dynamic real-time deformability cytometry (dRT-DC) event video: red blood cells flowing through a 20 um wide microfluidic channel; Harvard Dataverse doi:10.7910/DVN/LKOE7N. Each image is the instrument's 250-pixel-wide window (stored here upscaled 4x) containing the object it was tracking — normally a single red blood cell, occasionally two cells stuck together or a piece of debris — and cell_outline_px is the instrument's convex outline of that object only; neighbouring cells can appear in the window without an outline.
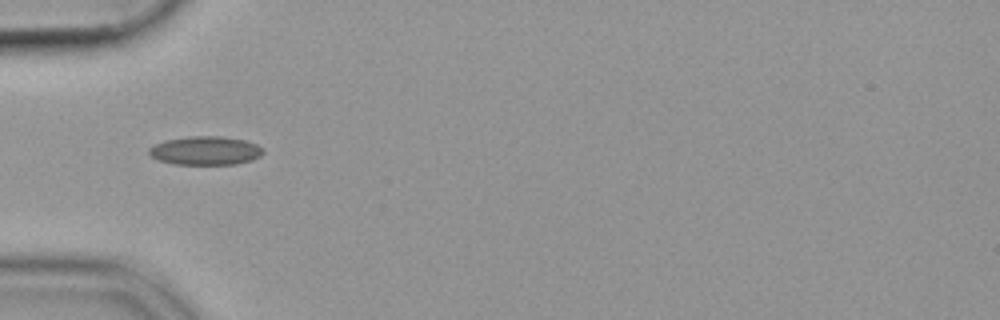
{"species": "common noctule bat (a hibernating species)", "species_latin": "Nyctalus noctula", "temperature_condition": "cold", "stored_images_in_passage": 27, "camera_frame_rate_fps": 3000, "um_per_image_px": 0.085, "animal": {"sex": "female", "body_mass_g": 19.9}, "frame": {"image": 1, "passage_image": 5, "time_ms": 1.333, "image_size_px": [1000, 320], "cell_outline_px": [[264, 152], [260, 156], [252, 160], [236, 164], [176, 164], [160, 160], [152, 156], [148, 152], [148, 148], [164, 140], [188, 136], [220, 136], [244, 140], [256, 144], [264, 148]], "centroid_in_image_um": [17.48, 12.79], "position_along_channel_um": 67.5, "area_um2": 19.02}}
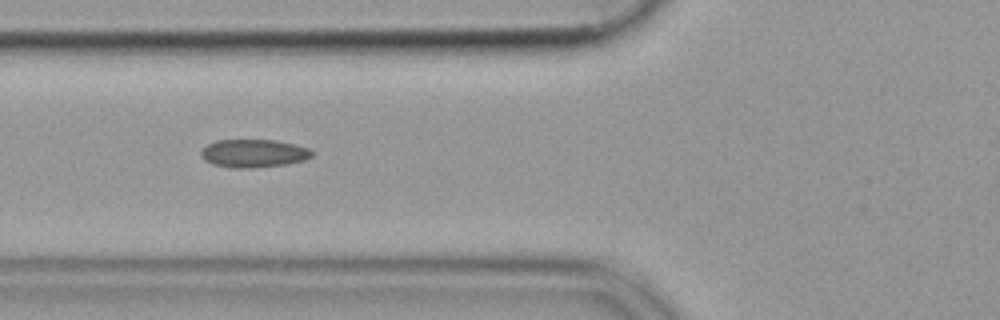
{"frame": {"image": 2, "passage_image": 8, "time_ms": 2.333, "image_size_px": [1000, 320], "cell_outline_px": [[312, 156], [304, 160], [284, 164], [252, 168], [232, 168], [212, 164], [204, 160], [200, 156], [200, 152], [208, 144], [216, 140], [276, 140], [296, 144], [312, 148]], "centroid_in_image_um": [21.56, 13.03], "position_along_channel_um": 104.2, "area_um2": 18.26}}